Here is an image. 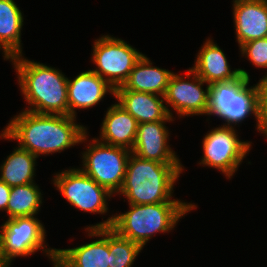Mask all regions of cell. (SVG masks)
Returning a JSON list of instances; mask_svg holds the SVG:
<instances>
[{"mask_svg":"<svg viewBox=\"0 0 267 267\" xmlns=\"http://www.w3.org/2000/svg\"><path fill=\"white\" fill-rule=\"evenodd\" d=\"M92 139L82 153L83 168L80 169L110 193H119L131 151L102 143L98 137Z\"/></svg>","mask_w":267,"mask_h":267,"instance_id":"52a82bcc","label":"cell"},{"mask_svg":"<svg viewBox=\"0 0 267 267\" xmlns=\"http://www.w3.org/2000/svg\"><path fill=\"white\" fill-rule=\"evenodd\" d=\"M138 129L137 120L121 105L108 108L100 129V142L132 150Z\"/></svg>","mask_w":267,"mask_h":267,"instance_id":"ac0fdd59","label":"cell"},{"mask_svg":"<svg viewBox=\"0 0 267 267\" xmlns=\"http://www.w3.org/2000/svg\"><path fill=\"white\" fill-rule=\"evenodd\" d=\"M24 99L26 111L37 114L69 115L68 78L61 70L25 59L22 54L10 58Z\"/></svg>","mask_w":267,"mask_h":267,"instance_id":"7a4b0ae2","label":"cell"},{"mask_svg":"<svg viewBox=\"0 0 267 267\" xmlns=\"http://www.w3.org/2000/svg\"><path fill=\"white\" fill-rule=\"evenodd\" d=\"M42 195L35 183L11 187L7 205L8 219L35 216L40 210Z\"/></svg>","mask_w":267,"mask_h":267,"instance_id":"7402d4cb","label":"cell"},{"mask_svg":"<svg viewBox=\"0 0 267 267\" xmlns=\"http://www.w3.org/2000/svg\"><path fill=\"white\" fill-rule=\"evenodd\" d=\"M186 76L173 73L170 77L164 100L167 111L173 117L171 106L179 117L189 115H208L210 85L203 89L204 82L192 69H188ZM191 75V77H190ZM187 77V79H186ZM191 78V80H190Z\"/></svg>","mask_w":267,"mask_h":267,"instance_id":"8fae6325","label":"cell"},{"mask_svg":"<svg viewBox=\"0 0 267 267\" xmlns=\"http://www.w3.org/2000/svg\"><path fill=\"white\" fill-rule=\"evenodd\" d=\"M23 14L14 0H0V49L4 60L22 54Z\"/></svg>","mask_w":267,"mask_h":267,"instance_id":"ffe728a7","label":"cell"},{"mask_svg":"<svg viewBox=\"0 0 267 267\" xmlns=\"http://www.w3.org/2000/svg\"><path fill=\"white\" fill-rule=\"evenodd\" d=\"M0 228V266L10 267L16 257H27L38 250L44 251L53 262L56 248L44 245L46 231L41 221L34 216L7 219Z\"/></svg>","mask_w":267,"mask_h":267,"instance_id":"5b68a950","label":"cell"},{"mask_svg":"<svg viewBox=\"0 0 267 267\" xmlns=\"http://www.w3.org/2000/svg\"><path fill=\"white\" fill-rule=\"evenodd\" d=\"M236 41L243 44L267 37V0H254L233 5Z\"/></svg>","mask_w":267,"mask_h":267,"instance_id":"e0dca14e","label":"cell"},{"mask_svg":"<svg viewBox=\"0 0 267 267\" xmlns=\"http://www.w3.org/2000/svg\"><path fill=\"white\" fill-rule=\"evenodd\" d=\"M143 55L124 40L103 35L93 45L91 58L97 67L92 71L115 90L126 82L134 65Z\"/></svg>","mask_w":267,"mask_h":267,"instance_id":"ba28073f","label":"cell"},{"mask_svg":"<svg viewBox=\"0 0 267 267\" xmlns=\"http://www.w3.org/2000/svg\"><path fill=\"white\" fill-rule=\"evenodd\" d=\"M109 267H131L142 246L118 235L108 227Z\"/></svg>","mask_w":267,"mask_h":267,"instance_id":"603a6c76","label":"cell"},{"mask_svg":"<svg viewBox=\"0 0 267 267\" xmlns=\"http://www.w3.org/2000/svg\"><path fill=\"white\" fill-rule=\"evenodd\" d=\"M11 187L0 180V210L7 212L8 200L10 197Z\"/></svg>","mask_w":267,"mask_h":267,"instance_id":"484cf974","label":"cell"},{"mask_svg":"<svg viewBox=\"0 0 267 267\" xmlns=\"http://www.w3.org/2000/svg\"><path fill=\"white\" fill-rule=\"evenodd\" d=\"M192 69L207 85L216 82H227L238 79L241 75L250 80L244 69L231 70L223 50L210 38L206 39Z\"/></svg>","mask_w":267,"mask_h":267,"instance_id":"5bb4252c","label":"cell"},{"mask_svg":"<svg viewBox=\"0 0 267 267\" xmlns=\"http://www.w3.org/2000/svg\"><path fill=\"white\" fill-rule=\"evenodd\" d=\"M250 1H254V0H233V5L236 4V3L250 2Z\"/></svg>","mask_w":267,"mask_h":267,"instance_id":"4316f807","label":"cell"},{"mask_svg":"<svg viewBox=\"0 0 267 267\" xmlns=\"http://www.w3.org/2000/svg\"><path fill=\"white\" fill-rule=\"evenodd\" d=\"M174 72L152 66L151 60L143 55L134 65L128 79L122 85L126 90L164 96L170 77Z\"/></svg>","mask_w":267,"mask_h":267,"instance_id":"d6986e66","label":"cell"},{"mask_svg":"<svg viewBox=\"0 0 267 267\" xmlns=\"http://www.w3.org/2000/svg\"><path fill=\"white\" fill-rule=\"evenodd\" d=\"M239 49L252 65L258 68H267V37L249 41Z\"/></svg>","mask_w":267,"mask_h":267,"instance_id":"cb8c5ba5","label":"cell"},{"mask_svg":"<svg viewBox=\"0 0 267 267\" xmlns=\"http://www.w3.org/2000/svg\"><path fill=\"white\" fill-rule=\"evenodd\" d=\"M234 127L221 125L205 135L200 165L216 168L231 178L250 151L249 141L239 140Z\"/></svg>","mask_w":267,"mask_h":267,"instance_id":"9c48e42d","label":"cell"},{"mask_svg":"<svg viewBox=\"0 0 267 267\" xmlns=\"http://www.w3.org/2000/svg\"><path fill=\"white\" fill-rule=\"evenodd\" d=\"M129 211L112 215L106 221L86 228L113 229L118 235L144 247L157 232H169L174 229L180 218L196 205L187 202H163L154 204H129Z\"/></svg>","mask_w":267,"mask_h":267,"instance_id":"3957f363","label":"cell"},{"mask_svg":"<svg viewBox=\"0 0 267 267\" xmlns=\"http://www.w3.org/2000/svg\"><path fill=\"white\" fill-rule=\"evenodd\" d=\"M85 231L88 236L100 239L76 248L56 249L54 267H109L108 228H86Z\"/></svg>","mask_w":267,"mask_h":267,"instance_id":"7c38bea8","label":"cell"},{"mask_svg":"<svg viewBox=\"0 0 267 267\" xmlns=\"http://www.w3.org/2000/svg\"><path fill=\"white\" fill-rule=\"evenodd\" d=\"M183 170L181 163L146 160L131 152L118 195L125 196L129 204L136 205L183 202L171 199L174 183Z\"/></svg>","mask_w":267,"mask_h":267,"instance_id":"277c9868","label":"cell"},{"mask_svg":"<svg viewBox=\"0 0 267 267\" xmlns=\"http://www.w3.org/2000/svg\"><path fill=\"white\" fill-rule=\"evenodd\" d=\"M70 115L37 114L22 111L2 130L3 139L17 140L18 147L40 155L60 153L64 149L87 141V128L77 124Z\"/></svg>","mask_w":267,"mask_h":267,"instance_id":"6da1fadb","label":"cell"},{"mask_svg":"<svg viewBox=\"0 0 267 267\" xmlns=\"http://www.w3.org/2000/svg\"><path fill=\"white\" fill-rule=\"evenodd\" d=\"M108 92L114 96L115 90L92 70L81 72L73 80L68 79L69 115L76 117V108L87 109L95 106Z\"/></svg>","mask_w":267,"mask_h":267,"instance_id":"2e32d148","label":"cell"},{"mask_svg":"<svg viewBox=\"0 0 267 267\" xmlns=\"http://www.w3.org/2000/svg\"><path fill=\"white\" fill-rule=\"evenodd\" d=\"M114 97L138 122L174 121L164 105V96L152 93L126 90L123 86L115 89ZM161 98V99H160Z\"/></svg>","mask_w":267,"mask_h":267,"instance_id":"9a60e30c","label":"cell"},{"mask_svg":"<svg viewBox=\"0 0 267 267\" xmlns=\"http://www.w3.org/2000/svg\"><path fill=\"white\" fill-rule=\"evenodd\" d=\"M249 79L240 76L236 80L216 82L210 85L208 115H215L233 127L251 114L256 119V89L249 86Z\"/></svg>","mask_w":267,"mask_h":267,"instance_id":"8992f818","label":"cell"},{"mask_svg":"<svg viewBox=\"0 0 267 267\" xmlns=\"http://www.w3.org/2000/svg\"><path fill=\"white\" fill-rule=\"evenodd\" d=\"M170 121L144 122L138 124L131 152L143 159L160 163H181L175 151L168 145L169 131L164 125Z\"/></svg>","mask_w":267,"mask_h":267,"instance_id":"4fadbf2b","label":"cell"},{"mask_svg":"<svg viewBox=\"0 0 267 267\" xmlns=\"http://www.w3.org/2000/svg\"><path fill=\"white\" fill-rule=\"evenodd\" d=\"M256 89V127L267 137V74L255 85Z\"/></svg>","mask_w":267,"mask_h":267,"instance_id":"d4e9b609","label":"cell"},{"mask_svg":"<svg viewBox=\"0 0 267 267\" xmlns=\"http://www.w3.org/2000/svg\"><path fill=\"white\" fill-rule=\"evenodd\" d=\"M55 175L53 184L75 208L90 213H107V199L113 194L80 168H71Z\"/></svg>","mask_w":267,"mask_h":267,"instance_id":"30bf717a","label":"cell"},{"mask_svg":"<svg viewBox=\"0 0 267 267\" xmlns=\"http://www.w3.org/2000/svg\"><path fill=\"white\" fill-rule=\"evenodd\" d=\"M37 157L20 147L7 156L0 166V180L10 187L34 183Z\"/></svg>","mask_w":267,"mask_h":267,"instance_id":"44dd1931","label":"cell"}]
</instances>
